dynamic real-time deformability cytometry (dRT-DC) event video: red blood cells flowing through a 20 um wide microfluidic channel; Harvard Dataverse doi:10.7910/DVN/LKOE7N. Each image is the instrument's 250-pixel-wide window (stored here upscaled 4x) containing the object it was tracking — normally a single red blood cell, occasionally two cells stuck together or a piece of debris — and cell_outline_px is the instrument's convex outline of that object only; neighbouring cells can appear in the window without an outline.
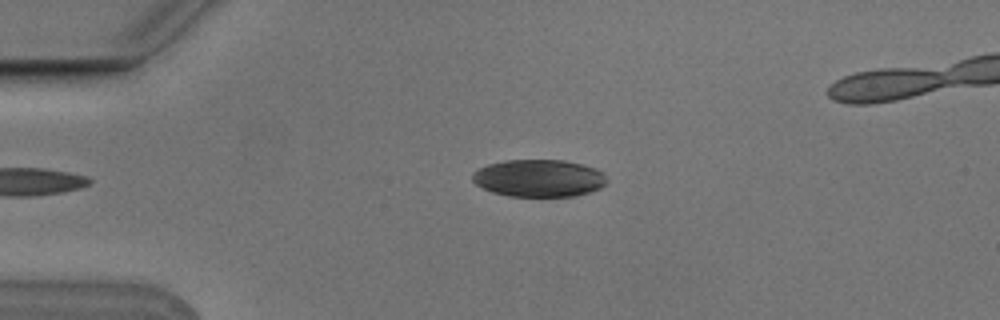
{"species": "Egyptian fruit bat (a non-hibernating species)", "species_latin": "Rousettus aegyptiacus", "temperature_condition": "cold", "stored_images_in_passage": 4, "camera_frame_rate_fps": 3000, "um_per_image_px": 0.085, "animal": {"sex": "male"}, "frame": {"image": 1, "passage_image": 3, "time_ms": 0.667, "image_size_px": [1000, 320], "cell_outline_px": [[604, 184], [600, 188], [592, 192], [576, 196], [508, 196], [492, 192], [476, 184], [472, 180], [472, 172], [488, 164], [504, 160], [564, 160], [596, 168], [604, 176]], "centroid_in_image_um": [45.77, 15.15], "position_along_channel_um": 39.2, "area_um2": 29.13}}